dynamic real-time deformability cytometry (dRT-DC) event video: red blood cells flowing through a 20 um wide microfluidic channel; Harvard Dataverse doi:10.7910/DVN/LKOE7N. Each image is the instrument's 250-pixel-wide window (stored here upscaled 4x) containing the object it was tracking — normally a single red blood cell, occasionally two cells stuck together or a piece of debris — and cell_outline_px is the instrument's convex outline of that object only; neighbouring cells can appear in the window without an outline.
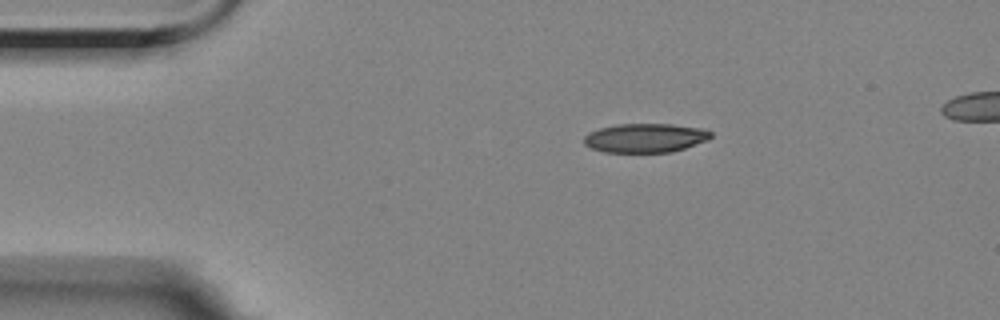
{"species": "Egyptian fruit bat (a non-hibernating species)", "species_latin": "Rousettus aegyptiacus", "temperature_condition": "room temperature", "stored_images_in_passage": 10, "camera_frame_rate_fps": 3000, "um_per_image_px": 0.085, "animal": {"sex": "female"}, "frame": {"image": 1, "passage_image": 1, "time_ms": 0.0, "image_size_px": [1000, 320], "cell_outline_px": [[712, 136], [708, 140], [672, 152], [604, 152], [592, 148], [584, 144], [584, 136], [588, 132], [600, 128], [620, 124], [672, 124], [700, 128], [712, 132]], "centroid_in_image_um": [54.84, 11.72], "position_along_channel_um": 30.2, "area_um2": 21.39}}
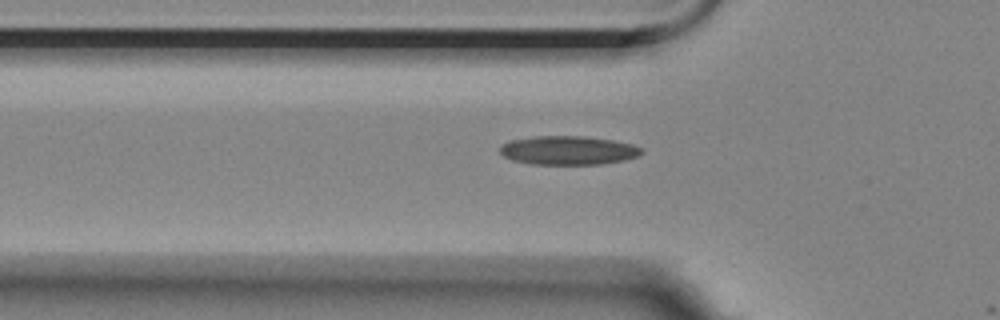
{"frame": {"image": 2, "passage_image": 9, "time_ms": 2.667, "image_size_px": [1000, 320], "cell_outline_px": [[644, 152], [640, 156], [624, 160], [600, 164], [532, 164], [512, 160], [504, 156], [500, 152], [500, 148], [508, 140], [536, 136], [584, 136], [612, 140], [632, 144], [644, 148]], "centroid_in_image_um": [48.33, 12.78], "position_along_channel_um": 77.5, "area_um2": 23.87}}